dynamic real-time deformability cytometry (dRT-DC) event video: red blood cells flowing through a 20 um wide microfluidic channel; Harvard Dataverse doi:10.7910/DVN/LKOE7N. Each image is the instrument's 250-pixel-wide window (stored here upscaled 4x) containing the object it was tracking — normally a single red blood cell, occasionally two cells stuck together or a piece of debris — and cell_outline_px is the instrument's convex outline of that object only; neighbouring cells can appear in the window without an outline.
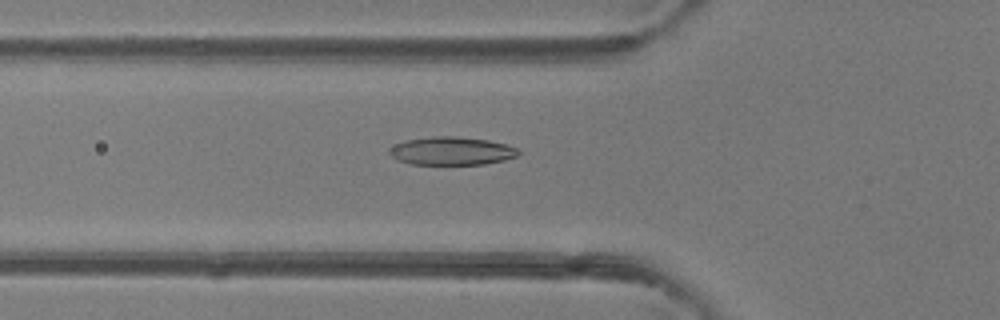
{"species": "common noctule bat (a hibernating species)", "species_latin": "Nyctalus noctula", "temperature_condition": "room temperature", "stored_images_in_passage": 50, "camera_frame_rate_fps": 3000, "um_per_image_px": 0.085, "animal": {"sex": "female"}, "frame": {"image": 1, "passage_image": 18, "time_ms": 5.667, "image_size_px": [1000, 320], "cell_outline_px": [[520, 152], [516, 156], [504, 160], [484, 164], [412, 164], [396, 160], [388, 152], [388, 148], [396, 144], [408, 140], [432, 136], [456, 136], [488, 140], [504, 144], [516, 148]], "centroid_in_image_um": [38.35, 12.83], "position_along_channel_um": 87.4, "area_um2": 21.04}}
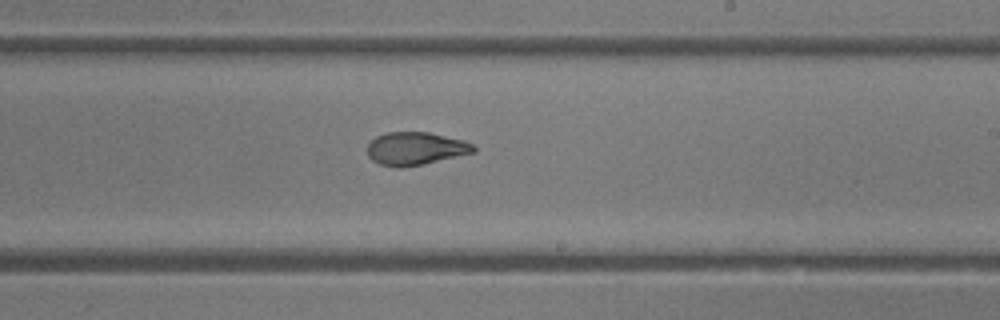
{"frame": {"image": 2, "passage_image": 30, "time_ms": 9.667, "image_size_px": [1000, 320], "cell_outline_px": [[476, 152], [424, 164], [400, 168], [396, 168], [380, 164], [372, 160], [368, 156], [368, 144], [376, 136], [388, 132], [428, 132], [464, 140], [472, 144], [476, 148]], "centroid_in_image_um": [35.32, 12.63], "position_along_channel_um": 253.7, "area_um2": 20.46}}
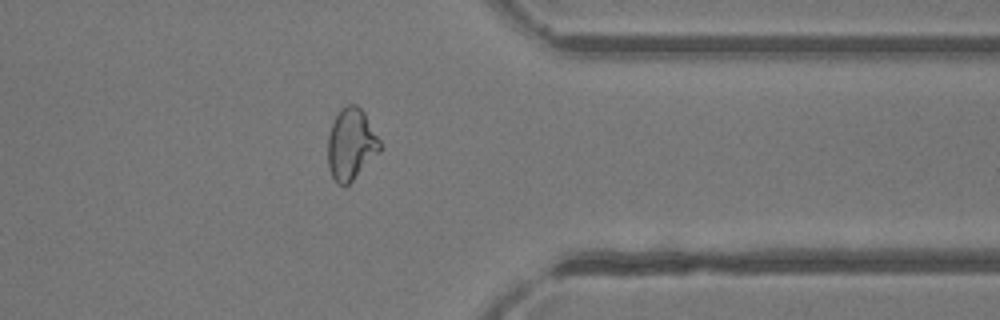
{"frame": {"image": 3, "passage_image": 40, "time_ms": 13.0, "image_size_px": [1000, 320], "cell_outline_px": [[380, 152], [344, 188], [336, 184], [328, 168], [328, 136], [332, 124], [340, 108], [348, 104], [356, 104], [364, 112], [380, 140]], "centroid_in_image_um": [29.83, 12.27], "position_along_channel_um": 381.6, "area_um2": 21.73}, "authors_computed_cell_mechanics": {"area_um2": 21.6461, "velocity_mm_per_s": 4.1328, "shape_relaxation_time_tau1_ms": 5.4082, "shape_relaxation_time_tau2_ms": 1.4884, "deformation_change_tau1": 0.1836, "deformation_change_tau2": 0.0809}}